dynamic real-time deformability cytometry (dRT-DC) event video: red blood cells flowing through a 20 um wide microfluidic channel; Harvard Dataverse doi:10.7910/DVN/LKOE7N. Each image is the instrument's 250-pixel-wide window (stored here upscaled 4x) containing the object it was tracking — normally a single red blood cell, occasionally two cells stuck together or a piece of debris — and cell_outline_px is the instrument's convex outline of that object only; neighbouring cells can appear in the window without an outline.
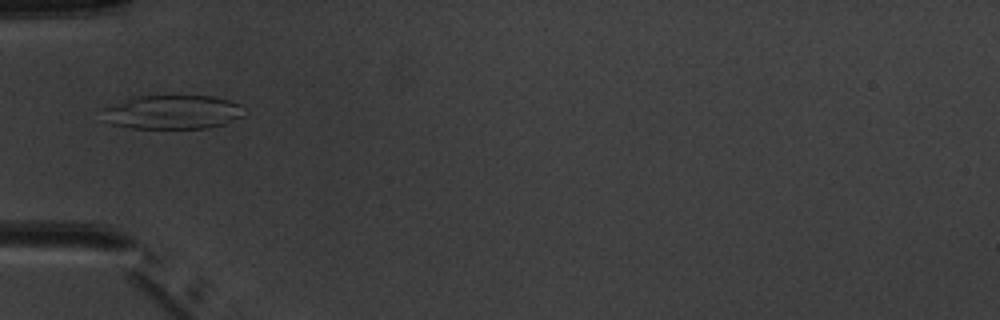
{"species": "common noctule bat (a hibernating species)", "species_latin": "Nyctalus noctula", "temperature_condition": "warm", "stored_images_in_passage": 6, "camera_frame_rate_fps": 3000, "um_per_image_px": 0.085, "animal": {"sex": "male", "body_mass_g": 20.1, "forearm_length_mm": 53.5}, "frame": {"image": 1, "passage_image": 5, "time_ms": 5.667, "image_size_px": [1000, 320], "cell_outline_px": [[244, 116], [224, 124], [208, 128], [132, 128], [112, 124], [104, 120], [104, 108], [132, 96], [212, 96], [228, 100], [240, 104]], "centroid_in_image_um": [14.67, 9.53], "position_along_channel_um": 70.3, "area_um2": 27.98}}
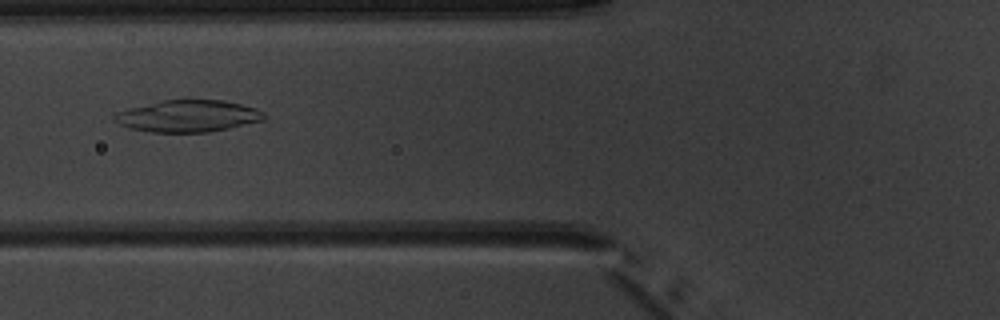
{"frame": {"image": 2, "passage_image": 6, "time_ms": 6.667, "image_size_px": [1000, 320], "cell_outline_px": [[268, 116], [264, 120], [228, 128], [208, 132], [152, 132], [128, 128], [112, 120], [112, 116], [116, 112], [128, 108], [164, 100], [220, 100], [240, 104], [256, 108], [264, 112]], "centroid_in_image_um": [15.96, 9.87], "position_along_channel_um": 109.8, "area_um2": 27.74}}